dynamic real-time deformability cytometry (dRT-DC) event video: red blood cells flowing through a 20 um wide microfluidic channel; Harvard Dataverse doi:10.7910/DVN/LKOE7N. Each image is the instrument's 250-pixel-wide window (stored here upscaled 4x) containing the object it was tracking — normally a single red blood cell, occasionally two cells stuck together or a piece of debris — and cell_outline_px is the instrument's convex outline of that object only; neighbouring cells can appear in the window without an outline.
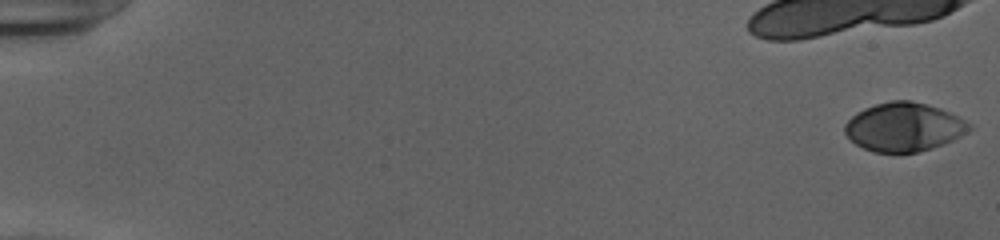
{"species": "human", "species_latin": "Homo sapiens", "temperature_condition": "cold", "stored_images_in_passage": 22, "camera_frame_rate_fps": 3000, "um_per_image_px": 0.085, "donor": {"sex": "female"}, "frame": {"image": 1, "passage_image": 1, "time_ms": 0.0, "image_size_px": [1000, 240], "cell_outline_px": [[972, 128], [968, 132], [944, 144], [920, 152], [872, 152], [856, 144], [844, 132], [844, 124], [856, 112], [864, 108], [876, 104], [892, 100], [912, 100], [940, 108], [972, 124]], "centroid_in_image_um": [76.83, 10.79], "position_along_channel_um": 8.2, "area_um2": 35.26}}
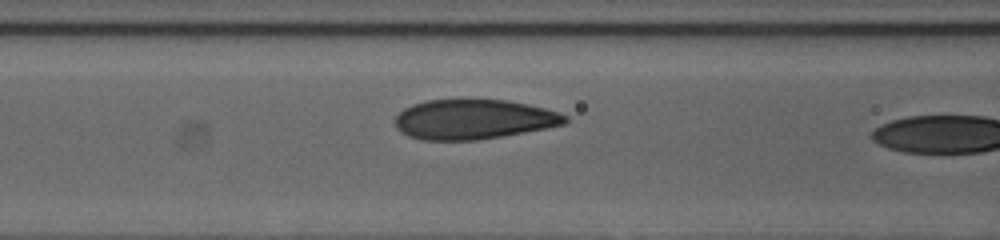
{"frame": {"image": 2, "passage_image": 21, "time_ms": 6.667, "image_size_px": [1000, 240], "cell_outline_px": [[568, 120], [564, 124], [548, 128], [504, 136], [476, 140], [420, 140], [408, 136], [400, 132], [396, 128], [396, 116], [404, 108], [412, 104], [428, 100], [504, 100], [528, 104], [544, 108], [568, 116]], "centroid_in_image_um": [40.24, 10.15], "position_along_channel_um": 126.4, "area_um2": 39.42}}